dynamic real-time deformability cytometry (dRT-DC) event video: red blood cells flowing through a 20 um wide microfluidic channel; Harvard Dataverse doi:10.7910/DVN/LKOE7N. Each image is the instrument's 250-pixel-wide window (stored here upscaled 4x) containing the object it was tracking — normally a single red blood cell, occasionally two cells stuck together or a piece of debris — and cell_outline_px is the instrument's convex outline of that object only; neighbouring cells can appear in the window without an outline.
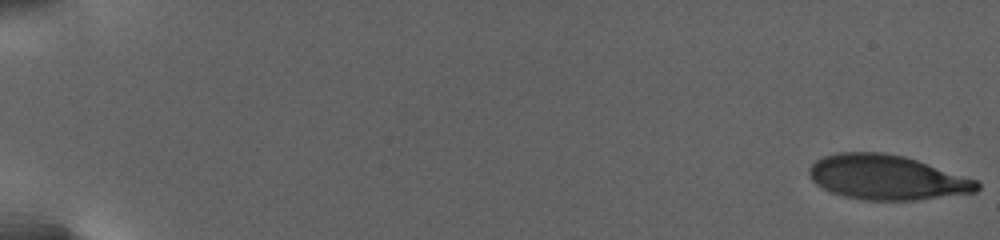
{"species": "human", "species_latin": "Homo sapiens", "temperature_condition": "warm", "stored_images_in_passage": 26, "camera_frame_rate_fps": 3000, "um_per_image_px": 0.085, "donor": {"sex": "female"}, "frame": {"image": 1, "passage_image": 1, "time_ms": 0.0, "image_size_px": [1000, 240], "cell_outline_px": [[980, 188], [976, 192], [916, 200], [860, 200], [844, 196], [832, 192], [816, 184], [812, 180], [808, 172], [808, 168], [816, 160], [824, 156], [840, 152], [884, 152], [904, 156], [976, 180], [980, 184]], "centroid_in_image_um": [75.35, 15.08], "position_along_channel_um": 9.6, "area_um2": 43.52}}